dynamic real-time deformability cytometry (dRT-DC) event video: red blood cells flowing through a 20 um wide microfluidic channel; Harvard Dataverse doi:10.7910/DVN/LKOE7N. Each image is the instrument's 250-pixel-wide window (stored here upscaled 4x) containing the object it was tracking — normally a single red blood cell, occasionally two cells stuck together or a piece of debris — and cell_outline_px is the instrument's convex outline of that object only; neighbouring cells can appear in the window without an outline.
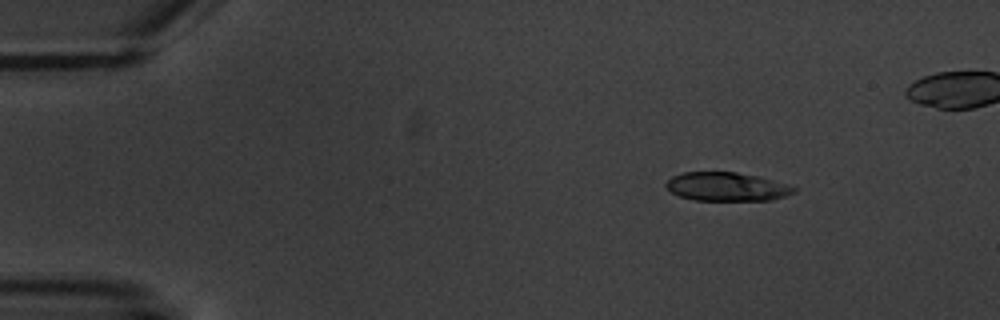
{"species": "common noctule bat (a hibernating species)", "species_latin": "Nyctalus noctula", "temperature_condition": "warm", "stored_images_in_passage": 6, "camera_frame_rate_fps": 3000, "um_per_image_px": 0.085, "animal": {"sex": "male", "body_mass_g": 20.1, "forearm_length_mm": 53.5}, "frame": {"image": 1, "passage_image": 3, "time_ms": 2.333, "image_size_px": [1000, 320], "cell_outline_px": [[796, 192], [772, 200], [692, 200], [680, 196], [672, 192], [664, 184], [672, 176], [684, 172], [736, 172], [756, 176], [788, 184], [796, 188]], "centroid_in_image_um": [61.77, 15.87], "position_along_channel_um": 23.2, "area_um2": 21.21}}